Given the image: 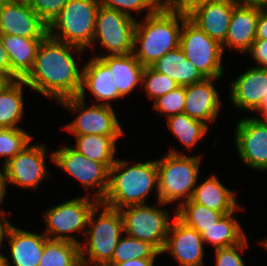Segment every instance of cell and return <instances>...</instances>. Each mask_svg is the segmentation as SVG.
I'll use <instances>...</instances> for the list:
<instances>
[{"label": "cell", "instance_id": "30bf717a", "mask_svg": "<svg viewBox=\"0 0 267 266\" xmlns=\"http://www.w3.org/2000/svg\"><path fill=\"white\" fill-rule=\"evenodd\" d=\"M180 47L185 57L205 78H221L223 76L221 44L210 38L188 18L182 25Z\"/></svg>", "mask_w": 267, "mask_h": 266}, {"label": "cell", "instance_id": "ba28073f", "mask_svg": "<svg viewBox=\"0 0 267 266\" xmlns=\"http://www.w3.org/2000/svg\"><path fill=\"white\" fill-rule=\"evenodd\" d=\"M119 211L123 219L124 234L149 242L161 253L172 223L169 212L148 204L131 205Z\"/></svg>", "mask_w": 267, "mask_h": 266}, {"label": "cell", "instance_id": "9a60e30c", "mask_svg": "<svg viewBox=\"0 0 267 266\" xmlns=\"http://www.w3.org/2000/svg\"><path fill=\"white\" fill-rule=\"evenodd\" d=\"M0 35L45 38L48 24L32 10L28 1L0 0Z\"/></svg>", "mask_w": 267, "mask_h": 266}, {"label": "cell", "instance_id": "9c48e42d", "mask_svg": "<svg viewBox=\"0 0 267 266\" xmlns=\"http://www.w3.org/2000/svg\"><path fill=\"white\" fill-rule=\"evenodd\" d=\"M77 117L64 128L74 135L123 136V128L112 106L98 102L91 106L78 96L65 98L59 102ZM87 107V108H86ZM79 112V113H78Z\"/></svg>", "mask_w": 267, "mask_h": 266}, {"label": "cell", "instance_id": "4dcf8cb0", "mask_svg": "<svg viewBox=\"0 0 267 266\" xmlns=\"http://www.w3.org/2000/svg\"><path fill=\"white\" fill-rule=\"evenodd\" d=\"M231 212H218L197 204L191 199L176 208V216L187 226L194 228L199 234L215 225L222 217Z\"/></svg>", "mask_w": 267, "mask_h": 266}, {"label": "cell", "instance_id": "f907efd6", "mask_svg": "<svg viewBox=\"0 0 267 266\" xmlns=\"http://www.w3.org/2000/svg\"><path fill=\"white\" fill-rule=\"evenodd\" d=\"M0 266H3V255L0 253Z\"/></svg>", "mask_w": 267, "mask_h": 266}, {"label": "cell", "instance_id": "60d3db41", "mask_svg": "<svg viewBox=\"0 0 267 266\" xmlns=\"http://www.w3.org/2000/svg\"><path fill=\"white\" fill-rule=\"evenodd\" d=\"M214 0H169L165 6L173 11L187 15L196 7Z\"/></svg>", "mask_w": 267, "mask_h": 266}, {"label": "cell", "instance_id": "603a6c76", "mask_svg": "<svg viewBox=\"0 0 267 266\" xmlns=\"http://www.w3.org/2000/svg\"><path fill=\"white\" fill-rule=\"evenodd\" d=\"M11 62V81L24 79L32 70L38 48L44 38L0 35Z\"/></svg>", "mask_w": 267, "mask_h": 266}, {"label": "cell", "instance_id": "1f68e13d", "mask_svg": "<svg viewBox=\"0 0 267 266\" xmlns=\"http://www.w3.org/2000/svg\"><path fill=\"white\" fill-rule=\"evenodd\" d=\"M39 266H82L80 245L47 239Z\"/></svg>", "mask_w": 267, "mask_h": 266}, {"label": "cell", "instance_id": "d6a6232c", "mask_svg": "<svg viewBox=\"0 0 267 266\" xmlns=\"http://www.w3.org/2000/svg\"><path fill=\"white\" fill-rule=\"evenodd\" d=\"M159 254L161 253L149 242L122 235L109 263H122L135 258H156Z\"/></svg>", "mask_w": 267, "mask_h": 266}, {"label": "cell", "instance_id": "7bdbcfd3", "mask_svg": "<svg viewBox=\"0 0 267 266\" xmlns=\"http://www.w3.org/2000/svg\"><path fill=\"white\" fill-rule=\"evenodd\" d=\"M256 39L267 40V5L259 3Z\"/></svg>", "mask_w": 267, "mask_h": 266}, {"label": "cell", "instance_id": "d6986e66", "mask_svg": "<svg viewBox=\"0 0 267 266\" xmlns=\"http://www.w3.org/2000/svg\"><path fill=\"white\" fill-rule=\"evenodd\" d=\"M218 79L220 78H205L185 86L184 113L208 127L209 122H215L221 109L220 96L213 85Z\"/></svg>", "mask_w": 267, "mask_h": 266}, {"label": "cell", "instance_id": "cb8c5ba5", "mask_svg": "<svg viewBox=\"0 0 267 266\" xmlns=\"http://www.w3.org/2000/svg\"><path fill=\"white\" fill-rule=\"evenodd\" d=\"M100 58L110 69L118 92L125 97L142 82L144 66L136 57L127 55H95Z\"/></svg>", "mask_w": 267, "mask_h": 266}, {"label": "cell", "instance_id": "484cf974", "mask_svg": "<svg viewBox=\"0 0 267 266\" xmlns=\"http://www.w3.org/2000/svg\"><path fill=\"white\" fill-rule=\"evenodd\" d=\"M151 67L157 72L170 77L178 86H187L205 79L185 57L181 47L169 51L159 58Z\"/></svg>", "mask_w": 267, "mask_h": 266}, {"label": "cell", "instance_id": "83f0119b", "mask_svg": "<svg viewBox=\"0 0 267 266\" xmlns=\"http://www.w3.org/2000/svg\"><path fill=\"white\" fill-rule=\"evenodd\" d=\"M73 147L92 161L105 164L109 169L116 162V141L121 136L75 135Z\"/></svg>", "mask_w": 267, "mask_h": 266}, {"label": "cell", "instance_id": "7402d4cb", "mask_svg": "<svg viewBox=\"0 0 267 266\" xmlns=\"http://www.w3.org/2000/svg\"><path fill=\"white\" fill-rule=\"evenodd\" d=\"M82 85L78 97L85 98V90L100 101L101 105L111 106L109 101L117 100L123 96L118 92L109 67L97 57H92L82 67Z\"/></svg>", "mask_w": 267, "mask_h": 266}, {"label": "cell", "instance_id": "816d5d0a", "mask_svg": "<svg viewBox=\"0 0 267 266\" xmlns=\"http://www.w3.org/2000/svg\"><path fill=\"white\" fill-rule=\"evenodd\" d=\"M160 3H161V5H165L169 0H158Z\"/></svg>", "mask_w": 267, "mask_h": 266}, {"label": "cell", "instance_id": "6da1fadb", "mask_svg": "<svg viewBox=\"0 0 267 266\" xmlns=\"http://www.w3.org/2000/svg\"><path fill=\"white\" fill-rule=\"evenodd\" d=\"M83 50L47 35L38 48L32 70L23 79L27 87L57 103L78 96L83 69L73 54L79 56Z\"/></svg>", "mask_w": 267, "mask_h": 266}, {"label": "cell", "instance_id": "d4e9b609", "mask_svg": "<svg viewBox=\"0 0 267 266\" xmlns=\"http://www.w3.org/2000/svg\"><path fill=\"white\" fill-rule=\"evenodd\" d=\"M234 193L213 174L203 183L196 185L191 200L218 212H234L242 209Z\"/></svg>", "mask_w": 267, "mask_h": 266}, {"label": "cell", "instance_id": "d590c367", "mask_svg": "<svg viewBox=\"0 0 267 266\" xmlns=\"http://www.w3.org/2000/svg\"><path fill=\"white\" fill-rule=\"evenodd\" d=\"M154 109L159 116L165 114L166 118L184 112L185 106V86H178L169 93L154 100Z\"/></svg>", "mask_w": 267, "mask_h": 266}, {"label": "cell", "instance_id": "b9f144b4", "mask_svg": "<svg viewBox=\"0 0 267 266\" xmlns=\"http://www.w3.org/2000/svg\"><path fill=\"white\" fill-rule=\"evenodd\" d=\"M0 79L11 81V62L0 38Z\"/></svg>", "mask_w": 267, "mask_h": 266}, {"label": "cell", "instance_id": "836d02e7", "mask_svg": "<svg viewBox=\"0 0 267 266\" xmlns=\"http://www.w3.org/2000/svg\"><path fill=\"white\" fill-rule=\"evenodd\" d=\"M32 136L22 128L0 129V156L5 165L31 142Z\"/></svg>", "mask_w": 267, "mask_h": 266}, {"label": "cell", "instance_id": "2e32d148", "mask_svg": "<svg viewBox=\"0 0 267 266\" xmlns=\"http://www.w3.org/2000/svg\"><path fill=\"white\" fill-rule=\"evenodd\" d=\"M201 235L174 213L162 253L169 252L180 266H203L204 245Z\"/></svg>", "mask_w": 267, "mask_h": 266}, {"label": "cell", "instance_id": "ffe728a7", "mask_svg": "<svg viewBox=\"0 0 267 266\" xmlns=\"http://www.w3.org/2000/svg\"><path fill=\"white\" fill-rule=\"evenodd\" d=\"M230 99L235 108L255 112L267 95V68L251 67L233 80Z\"/></svg>", "mask_w": 267, "mask_h": 266}, {"label": "cell", "instance_id": "74e56055", "mask_svg": "<svg viewBox=\"0 0 267 266\" xmlns=\"http://www.w3.org/2000/svg\"><path fill=\"white\" fill-rule=\"evenodd\" d=\"M247 242L245 238L237 245L215 249V266H246L239 251L243 252L249 246Z\"/></svg>", "mask_w": 267, "mask_h": 266}, {"label": "cell", "instance_id": "7a4b0ae2", "mask_svg": "<svg viewBox=\"0 0 267 266\" xmlns=\"http://www.w3.org/2000/svg\"><path fill=\"white\" fill-rule=\"evenodd\" d=\"M187 18L161 5L153 14L144 17L142 23L136 21L133 55L139 63L144 67L152 66L169 51L180 47L182 25Z\"/></svg>", "mask_w": 267, "mask_h": 266}, {"label": "cell", "instance_id": "ab89813d", "mask_svg": "<svg viewBox=\"0 0 267 266\" xmlns=\"http://www.w3.org/2000/svg\"><path fill=\"white\" fill-rule=\"evenodd\" d=\"M248 52L257 62V65L255 67L267 68V40L255 39Z\"/></svg>", "mask_w": 267, "mask_h": 266}, {"label": "cell", "instance_id": "5bb4252c", "mask_svg": "<svg viewBox=\"0 0 267 266\" xmlns=\"http://www.w3.org/2000/svg\"><path fill=\"white\" fill-rule=\"evenodd\" d=\"M235 144L241 161L258 171H267V120L240 119L235 129Z\"/></svg>", "mask_w": 267, "mask_h": 266}, {"label": "cell", "instance_id": "52a82bcc", "mask_svg": "<svg viewBox=\"0 0 267 266\" xmlns=\"http://www.w3.org/2000/svg\"><path fill=\"white\" fill-rule=\"evenodd\" d=\"M99 203L97 199L85 195L51 207L44 214L46 229L43 233L50 240L69 241L80 245L79 239L71 233L85 231L86 234L89 214Z\"/></svg>", "mask_w": 267, "mask_h": 266}, {"label": "cell", "instance_id": "ee69618b", "mask_svg": "<svg viewBox=\"0 0 267 266\" xmlns=\"http://www.w3.org/2000/svg\"><path fill=\"white\" fill-rule=\"evenodd\" d=\"M156 258H135L122 263H108L106 266H154Z\"/></svg>", "mask_w": 267, "mask_h": 266}, {"label": "cell", "instance_id": "f546056e", "mask_svg": "<svg viewBox=\"0 0 267 266\" xmlns=\"http://www.w3.org/2000/svg\"><path fill=\"white\" fill-rule=\"evenodd\" d=\"M166 119L171 132L189 150H193L210 129L202 121L193 119L184 112L169 116Z\"/></svg>", "mask_w": 267, "mask_h": 266}, {"label": "cell", "instance_id": "5b68a950", "mask_svg": "<svg viewBox=\"0 0 267 266\" xmlns=\"http://www.w3.org/2000/svg\"><path fill=\"white\" fill-rule=\"evenodd\" d=\"M201 158V155L187 156L170 149L165 156L156 159L158 203L161 206L178 201V207L192 198L199 178Z\"/></svg>", "mask_w": 267, "mask_h": 266}, {"label": "cell", "instance_id": "8d00e7d4", "mask_svg": "<svg viewBox=\"0 0 267 266\" xmlns=\"http://www.w3.org/2000/svg\"><path fill=\"white\" fill-rule=\"evenodd\" d=\"M100 4L106 8L132 16V11L143 12L147 10L146 16L153 14L160 6L158 0H100ZM131 10V12H130Z\"/></svg>", "mask_w": 267, "mask_h": 266}, {"label": "cell", "instance_id": "4316f807", "mask_svg": "<svg viewBox=\"0 0 267 266\" xmlns=\"http://www.w3.org/2000/svg\"><path fill=\"white\" fill-rule=\"evenodd\" d=\"M27 87L23 79L3 81L0 84V129L19 128L23 118V87Z\"/></svg>", "mask_w": 267, "mask_h": 266}, {"label": "cell", "instance_id": "7dc6e473", "mask_svg": "<svg viewBox=\"0 0 267 266\" xmlns=\"http://www.w3.org/2000/svg\"><path fill=\"white\" fill-rule=\"evenodd\" d=\"M255 112L262 115L260 118L267 120V95L264 96L260 107Z\"/></svg>", "mask_w": 267, "mask_h": 266}, {"label": "cell", "instance_id": "bcb514c9", "mask_svg": "<svg viewBox=\"0 0 267 266\" xmlns=\"http://www.w3.org/2000/svg\"><path fill=\"white\" fill-rule=\"evenodd\" d=\"M6 186L7 182H6V174H5V170L4 167L2 166V169H0V206H2V203L4 202V198L6 196ZM0 211H4L3 209Z\"/></svg>", "mask_w": 267, "mask_h": 266}, {"label": "cell", "instance_id": "e0dca14e", "mask_svg": "<svg viewBox=\"0 0 267 266\" xmlns=\"http://www.w3.org/2000/svg\"><path fill=\"white\" fill-rule=\"evenodd\" d=\"M259 3L239 2L233 9L224 49H234L240 53L248 52L256 39Z\"/></svg>", "mask_w": 267, "mask_h": 266}, {"label": "cell", "instance_id": "681fc988", "mask_svg": "<svg viewBox=\"0 0 267 266\" xmlns=\"http://www.w3.org/2000/svg\"><path fill=\"white\" fill-rule=\"evenodd\" d=\"M262 246H264V248L267 250V238L264 239V240H261V243H260Z\"/></svg>", "mask_w": 267, "mask_h": 266}, {"label": "cell", "instance_id": "8992f818", "mask_svg": "<svg viewBox=\"0 0 267 266\" xmlns=\"http://www.w3.org/2000/svg\"><path fill=\"white\" fill-rule=\"evenodd\" d=\"M100 0H69L48 25V35L56 40L87 49L93 42Z\"/></svg>", "mask_w": 267, "mask_h": 266}, {"label": "cell", "instance_id": "277c9868", "mask_svg": "<svg viewBox=\"0 0 267 266\" xmlns=\"http://www.w3.org/2000/svg\"><path fill=\"white\" fill-rule=\"evenodd\" d=\"M100 208L101 213L96 216ZM89 226L90 229L86 231L88 239L80 244L82 266H106L112 260L116 245L124 233L122 215L119 210L99 203L89 214Z\"/></svg>", "mask_w": 267, "mask_h": 266}, {"label": "cell", "instance_id": "f1b7e54d", "mask_svg": "<svg viewBox=\"0 0 267 266\" xmlns=\"http://www.w3.org/2000/svg\"><path fill=\"white\" fill-rule=\"evenodd\" d=\"M234 212L226 214L215 225L200 235L204 243L214 245V248H226L239 244L246 238L241 224L234 217Z\"/></svg>", "mask_w": 267, "mask_h": 266}, {"label": "cell", "instance_id": "3957f363", "mask_svg": "<svg viewBox=\"0 0 267 266\" xmlns=\"http://www.w3.org/2000/svg\"><path fill=\"white\" fill-rule=\"evenodd\" d=\"M155 189V190H154ZM153 190L158 195V170L156 160L133 163L117 159L110 168L109 186L100 203L112 209L143 205Z\"/></svg>", "mask_w": 267, "mask_h": 266}, {"label": "cell", "instance_id": "ac0fdd59", "mask_svg": "<svg viewBox=\"0 0 267 266\" xmlns=\"http://www.w3.org/2000/svg\"><path fill=\"white\" fill-rule=\"evenodd\" d=\"M240 0L206 2L187 14L188 19L210 38L222 44L226 38L234 7Z\"/></svg>", "mask_w": 267, "mask_h": 266}, {"label": "cell", "instance_id": "4fadbf2b", "mask_svg": "<svg viewBox=\"0 0 267 266\" xmlns=\"http://www.w3.org/2000/svg\"><path fill=\"white\" fill-rule=\"evenodd\" d=\"M49 148L44 144H28L3 165L6 182L20 188L37 190L41 181L49 176L45 156ZM46 177V178H45Z\"/></svg>", "mask_w": 267, "mask_h": 266}, {"label": "cell", "instance_id": "f35d334b", "mask_svg": "<svg viewBox=\"0 0 267 266\" xmlns=\"http://www.w3.org/2000/svg\"><path fill=\"white\" fill-rule=\"evenodd\" d=\"M69 0H28L32 10L46 23L50 24Z\"/></svg>", "mask_w": 267, "mask_h": 266}, {"label": "cell", "instance_id": "f6af8a7d", "mask_svg": "<svg viewBox=\"0 0 267 266\" xmlns=\"http://www.w3.org/2000/svg\"><path fill=\"white\" fill-rule=\"evenodd\" d=\"M13 224L8 221L7 217L5 216L4 211H0V250L2 247L4 239H7V235L9 232L10 227Z\"/></svg>", "mask_w": 267, "mask_h": 266}, {"label": "cell", "instance_id": "c3c4849f", "mask_svg": "<svg viewBox=\"0 0 267 266\" xmlns=\"http://www.w3.org/2000/svg\"><path fill=\"white\" fill-rule=\"evenodd\" d=\"M241 2L261 3L267 5V0H240Z\"/></svg>", "mask_w": 267, "mask_h": 266}, {"label": "cell", "instance_id": "44dd1931", "mask_svg": "<svg viewBox=\"0 0 267 266\" xmlns=\"http://www.w3.org/2000/svg\"><path fill=\"white\" fill-rule=\"evenodd\" d=\"M47 239L45 234L25 231L12 225L6 239L10 245L12 264L3 255V266H39Z\"/></svg>", "mask_w": 267, "mask_h": 266}, {"label": "cell", "instance_id": "e575fe53", "mask_svg": "<svg viewBox=\"0 0 267 266\" xmlns=\"http://www.w3.org/2000/svg\"><path fill=\"white\" fill-rule=\"evenodd\" d=\"M141 85L145 87L142 89H145L146 94L153 99L152 101L178 87L174 80L157 72L151 66L144 67Z\"/></svg>", "mask_w": 267, "mask_h": 266}, {"label": "cell", "instance_id": "8fae6325", "mask_svg": "<svg viewBox=\"0 0 267 266\" xmlns=\"http://www.w3.org/2000/svg\"><path fill=\"white\" fill-rule=\"evenodd\" d=\"M136 19L100 5L95 23L93 42H100L109 51L108 55H127L133 53ZM97 41V42H96Z\"/></svg>", "mask_w": 267, "mask_h": 266}, {"label": "cell", "instance_id": "7c38bea8", "mask_svg": "<svg viewBox=\"0 0 267 266\" xmlns=\"http://www.w3.org/2000/svg\"><path fill=\"white\" fill-rule=\"evenodd\" d=\"M50 154L51 160L80 181L86 190L95 188L92 197L99 202L102 201L108 190L110 176V169L105 164L92 161L69 146L59 148Z\"/></svg>", "mask_w": 267, "mask_h": 266}]
</instances>
